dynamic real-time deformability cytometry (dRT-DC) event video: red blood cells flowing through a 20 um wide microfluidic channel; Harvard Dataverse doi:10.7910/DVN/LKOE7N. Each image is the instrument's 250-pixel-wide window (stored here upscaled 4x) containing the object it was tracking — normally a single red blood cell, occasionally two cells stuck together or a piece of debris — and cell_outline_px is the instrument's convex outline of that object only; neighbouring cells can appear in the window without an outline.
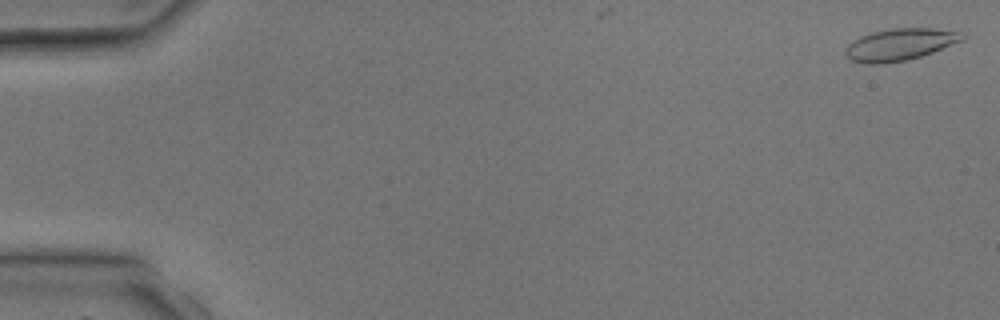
{"species": "common noctule bat (a hibernating species)", "species_latin": "Nyctalus noctula", "temperature_condition": "room temperature", "stored_images_in_passage": 3, "camera_frame_rate_fps": 3000, "um_per_image_px": 0.085, "animal": {"sex": "male", "body_mass_g": 17.9, "forearm_length_mm": 54.2}, "frame": {"image": 1, "passage_image": 1, "time_ms": 0.0, "image_size_px": [1000, 320], "cell_outline_px": [[964, 40], [932, 52], [908, 60], [880, 64], [868, 64], [852, 60], [844, 52], [848, 44], [852, 40], [860, 36], [872, 32], [892, 28], [936, 28], [964, 32]], "centroid_in_image_um": [76.5, 3.77], "position_along_channel_um": 8.5, "area_um2": 21.79}}